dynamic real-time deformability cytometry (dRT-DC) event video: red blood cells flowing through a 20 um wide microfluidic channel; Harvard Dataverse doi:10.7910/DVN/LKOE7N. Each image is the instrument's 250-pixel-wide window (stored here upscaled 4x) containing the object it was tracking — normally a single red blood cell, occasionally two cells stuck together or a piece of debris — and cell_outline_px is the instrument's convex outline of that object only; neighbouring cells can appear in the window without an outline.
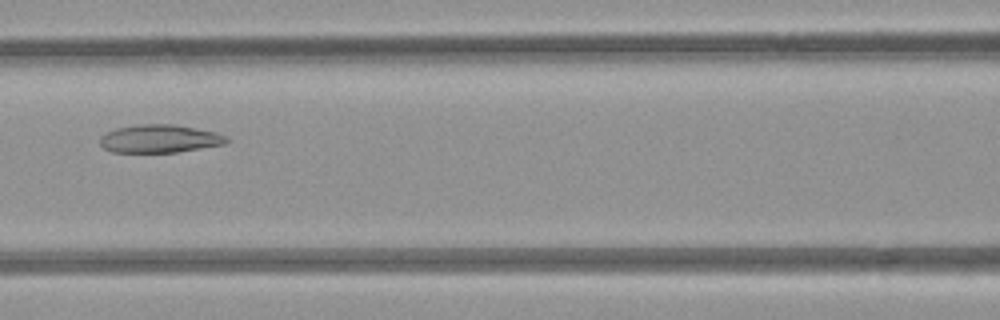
{"species": "common noctule bat (a hibernating species)", "species_latin": "Nyctalus noctula", "temperature_condition": "room temperature", "stored_images_in_passage": 3, "camera_frame_rate_fps": 3000, "um_per_image_px": 0.085, "animal": {"sex": "female", "body_mass_g": 21.9}, "frame": {"image": 1, "passage_image": 3, "time_ms": 2.0, "image_size_px": [1000, 320], "cell_outline_px": [[232, 140], [224, 144], [176, 152], [112, 152], [104, 148], [100, 144], [100, 136], [116, 128], [136, 124], [176, 124], [216, 132], [228, 136]], "centroid_in_image_um": [13.59, 11.78], "position_along_channel_um": 153.0, "area_um2": 20.81}}